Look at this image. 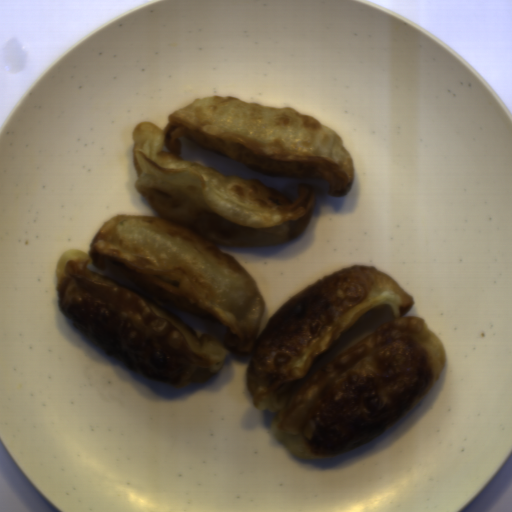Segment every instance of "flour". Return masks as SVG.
I'll return each instance as SVG.
<instances>
[{
  "instance_id": "c2a2500e",
  "label": "flour",
  "mask_w": 512,
  "mask_h": 512,
  "mask_svg": "<svg viewBox=\"0 0 512 512\" xmlns=\"http://www.w3.org/2000/svg\"><path fill=\"white\" fill-rule=\"evenodd\" d=\"M192 146L274 178L324 179L347 195L355 166L329 126L290 106L212 95L132 130L135 190L153 215L115 214L88 253L62 252L57 305L109 357L183 389L225 360H249L256 410L292 456L334 458L386 433L433 389L446 364L427 321L404 315L411 294L373 265L325 274L289 297L259 334L266 302L255 279L218 246L283 244L307 228L318 193L293 200L256 178L182 158ZM258 336V338H257Z\"/></svg>"
}]
</instances>
